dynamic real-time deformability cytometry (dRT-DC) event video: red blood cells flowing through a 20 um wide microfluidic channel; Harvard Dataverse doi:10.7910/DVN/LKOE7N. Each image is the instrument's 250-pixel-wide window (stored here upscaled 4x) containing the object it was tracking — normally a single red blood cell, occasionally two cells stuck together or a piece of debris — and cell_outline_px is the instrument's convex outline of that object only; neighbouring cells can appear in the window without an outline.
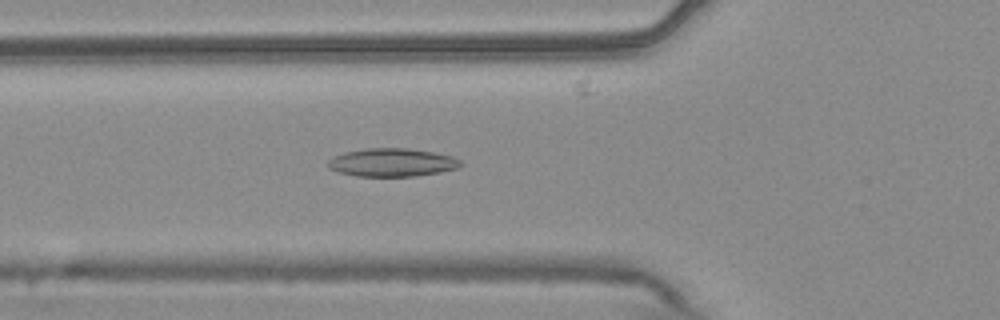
{"species": "common noctule bat (a hibernating species)", "species_latin": "Nyctalus noctula", "temperature_condition": "warm", "stored_images_in_passage": 55, "camera_frame_rate_fps": 3000, "um_per_image_px": 0.085, "animal": {"sex": "male", "body_mass_g": 20.4}, "frame": {"image": 1, "passage_image": 20, "time_ms": 6.333, "image_size_px": [1000, 320], "cell_outline_px": [[464, 164], [456, 168], [440, 172], [416, 176], [356, 176], [340, 172], [328, 168], [328, 160], [344, 152], [368, 148], [408, 148], [432, 152], [452, 156], [460, 160]], "centroid_in_image_um": [33.34, 13.81], "position_along_channel_um": 92.5, "area_um2": 21.68}}
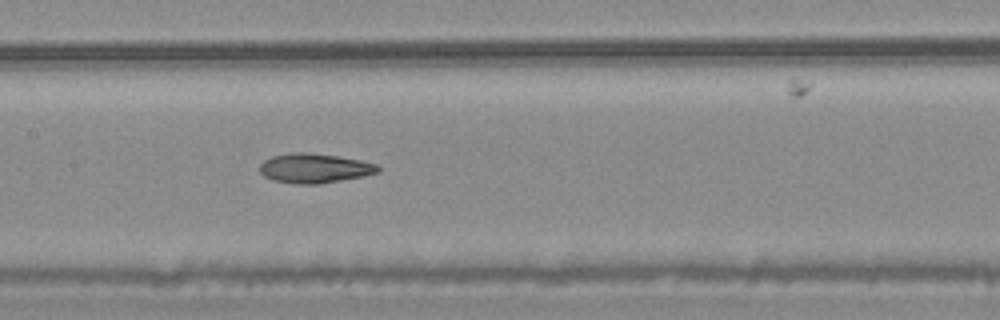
{"frame": {"image": 2, "passage_image": 27, "time_ms": 8.667, "image_size_px": [1000, 320], "cell_outline_px": [[380, 172], [364, 176], [320, 184], [296, 184], [272, 180], [264, 176], [260, 172], [260, 164], [264, 160], [272, 156], [292, 152], [308, 152], [336, 156], [360, 160], [376, 164], [380, 168]], "centroid_in_image_um": [26.72, 14.3], "position_along_channel_um": 180.7, "area_um2": 20.4}}
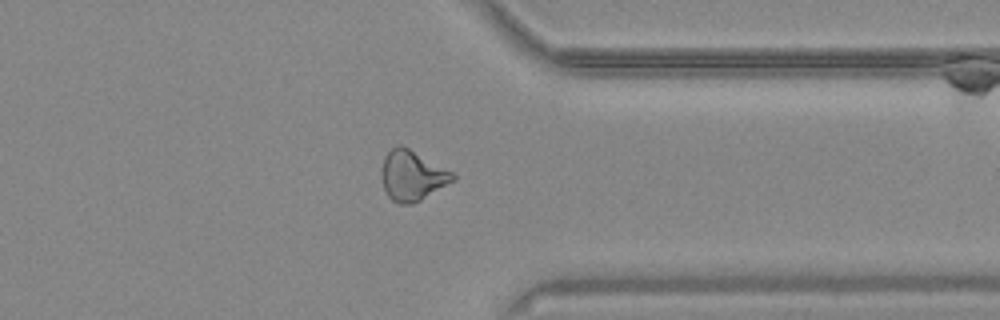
{"frame": {"image": 3, "passage_image": 43, "time_ms": 14.0, "image_size_px": [1000, 320], "cell_outline_px": [[456, 180], [420, 200], [412, 204], [400, 204], [392, 200], [388, 196], [384, 188], [380, 172], [384, 156], [392, 148], [400, 144], [408, 148], [452, 172], [456, 176]], "centroid_in_image_um": [35.01, 14.94], "position_along_channel_um": 376.4, "area_um2": 20.63}, "authors_computed_cell_mechanics": {"area_um2": 20.808, "velocity_mm_per_s": 3.7491, "shape_relaxation_time_tau1_ms": null, "shape_relaxation_time_tau2_ms": 5.5576, "deformation_change_tau1": null, "deformation_change_tau2": 0.1353}}